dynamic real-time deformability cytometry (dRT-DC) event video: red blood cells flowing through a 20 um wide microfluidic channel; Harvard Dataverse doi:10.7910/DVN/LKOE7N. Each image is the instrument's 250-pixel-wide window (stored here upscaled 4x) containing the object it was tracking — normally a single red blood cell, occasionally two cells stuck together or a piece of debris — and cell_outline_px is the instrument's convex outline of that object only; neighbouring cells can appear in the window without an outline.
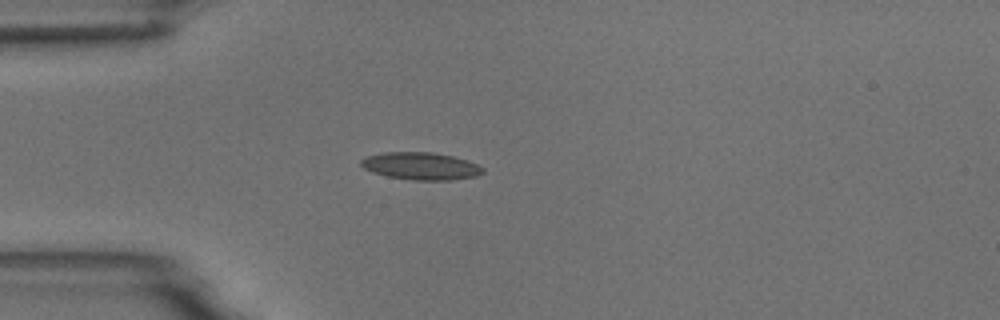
{"species": "common noctule bat (a hibernating species)", "species_latin": "Nyctalus noctula", "temperature_condition": "room temperature", "stored_images_in_passage": 5, "camera_frame_rate_fps": 3000, "um_per_image_px": 0.085, "animal": {"sex": "male", "body_mass_g": 18.8}, "frame": {"image": 1, "passage_image": 4, "time_ms": 3.667, "image_size_px": [1000, 320], "cell_outline_px": [[484, 172], [476, 176], [452, 180], [412, 180], [388, 176], [372, 172], [364, 168], [360, 164], [360, 160], [368, 156], [384, 152], [432, 152], [452, 156], [468, 160], [484, 168]], "centroid_in_image_um": [35.78, 14.11], "position_along_channel_um": 49.2, "area_um2": 19.42}}